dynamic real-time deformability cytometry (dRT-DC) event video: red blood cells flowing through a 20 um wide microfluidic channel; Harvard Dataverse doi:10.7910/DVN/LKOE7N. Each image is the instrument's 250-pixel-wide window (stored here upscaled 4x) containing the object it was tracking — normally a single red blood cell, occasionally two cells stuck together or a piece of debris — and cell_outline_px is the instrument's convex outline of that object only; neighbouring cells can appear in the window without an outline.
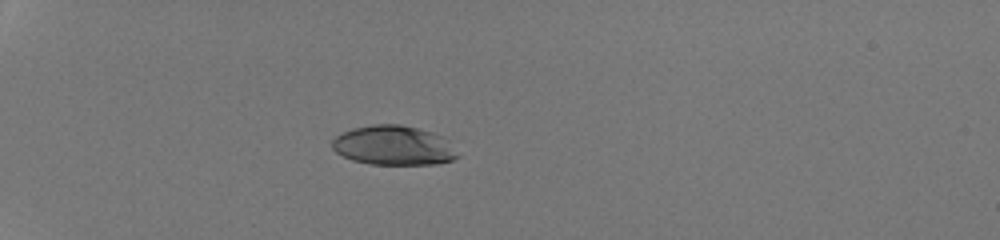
{"species": "human", "species_latin": "Homo sapiens", "temperature_condition": "room temperature", "stored_images_in_passage": 35, "camera_frame_rate_fps": 3000, "um_per_image_px": 0.085, "donor": {"sex": "male"}, "frame": {"image": 1, "passage_image": 1, "time_ms": 0.0, "image_size_px": [1000, 240], "cell_outline_px": [[460, 156], [452, 160], [436, 164], [368, 164], [352, 160], [336, 152], [332, 148], [332, 140], [336, 136], [352, 128], [372, 124], [400, 124], [432, 132], [444, 136]], "centroid_in_image_um": [33.45, 12.36], "position_along_channel_um": 51.5, "area_um2": 28.9}}
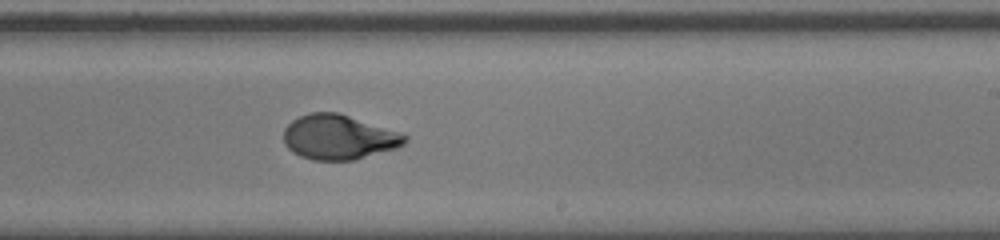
{"frame": {"image": 2, "passage_image": 19, "time_ms": 6.0, "image_size_px": [1000, 240], "cell_outline_px": [[408, 140], [404, 144], [396, 148], [356, 160], [312, 160], [300, 156], [292, 152], [284, 144], [284, 128], [292, 120], [308, 112], [340, 112], [404, 132], [408, 136]], "centroid_in_image_um": [28.84, 11.64], "position_along_channel_um": 260.2, "area_um2": 32.31}}
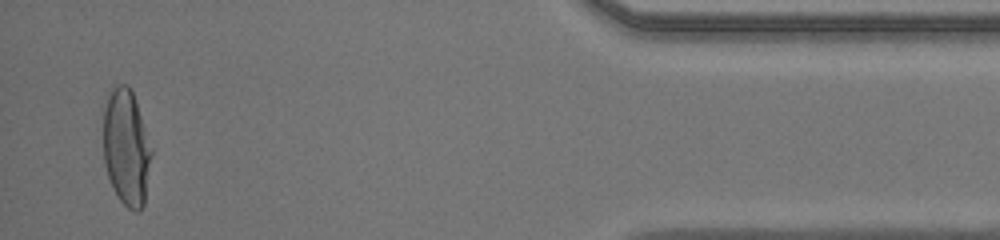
{"frame": {"image": 3, "passage_image": 34, "time_ms": 11.0, "image_size_px": [1000, 240], "cell_outline_px": [[156, 148], [144, 204], [136, 212], [128, 208], [120, 200], [112, 188], [104, 164], [104, 96], [112, 84], [128, 84], [132, 92]], "centroid_in_image_um": [10.79, 12.48], "position_along_channel_um": 424.4, "area_um2": 34.33}, "authors_computed_cell_mechanics": {"area_um2": 31.6166, "velocity_mm_per_s": 4.2863, "shape_relaxation_time_tau1_ms": 3.9919, "shape_relaxation_time_tau2_ms": null, "deformation_change_tau1": 0.2049, "deformation_change_tau2": null}}